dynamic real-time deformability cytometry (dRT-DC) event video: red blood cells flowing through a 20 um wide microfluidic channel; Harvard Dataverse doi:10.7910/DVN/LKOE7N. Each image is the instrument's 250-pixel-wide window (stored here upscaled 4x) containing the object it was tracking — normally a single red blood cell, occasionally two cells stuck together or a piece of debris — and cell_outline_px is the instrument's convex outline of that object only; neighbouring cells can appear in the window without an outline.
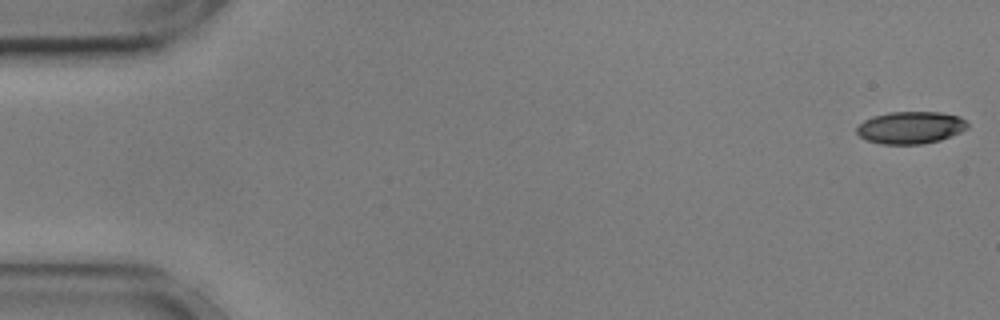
{"species": "common noctule bat (a hibernating species)", "species_latin": "Nyctalus noctula", "temperature_condition": "cold", "stored_images_in_passage": 8, "camera_frame_rate_fps": 3000, "um_per_image_px": 0.085, "animal": {"sex": "male", "body_mass_g": 17.9, "forearm_length_mm": 54.2}, "frame": {"image": 1, "passage_image": 1, "time_ms": 0.0, "image_size_px": [1000, 320], "cell_outline_px": [[968, 128], [960, 132], [940, 140], [920, 144], [880, 144], [868, 140], [860, 136], [856, 132], [856, 128], [864, 120], [872, 116], [888, 112], [940, 112], [960, 116], [968, 124]], "centroid_in_image_um": [77.39, 10.84], "position_along_channel_um": 7.6, "area_um2": 20.81}}